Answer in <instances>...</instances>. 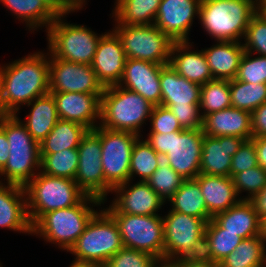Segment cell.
Returning <instances> with one entry per match:
<instances>
[{
  "mask_svg": "<svg viewBox=\"0 0 266 267\" xmlns=\"http://www.w3.org/2000/svg\"><path fill=\"white\" fill-rule=\"evenodd\" d=\"M49 93V52L30 53L9 64L0 65V109L19 114L37 97Z\"/></svg>",
  "mask_w": 266,
  "mask_h": 267,
  "instance_id": "6da1fadb",
  "label": "cell"
},
{
  "mask_svg": "<svg viewBox=\"0 0 266 267\" xmlns=\"http://www.w3.org/2000/svg\"><path fill=\"white\" fill-rule=\"evenodd\" d=\"M0 128L9 142V158L0 170V183L25 187L41 168L39 144L32 138L18 115L6 114Z\"/></svg>",
  "mask_w": 266,
  "mask_h": 267,
  "instance_id": "7a4b0ae2",
  "label": "cell"
},
{
  "mask_svg": "<svg viewBox=\"0 0 266 267\" xmlns=\"http://www.w3.org/2000/svg\"><path fill=\"white\" fill-rule=\"evenodd\" d=\"M102 204L101 200L86 196L75 206L45 213L32 226V235L68 252L98 212L93 206L100 207Z\"/></svg>",
  "mask_w": 266,
  "mask_h": 267,
  "instance_id": "3957f363",
  "label": "cell"
},
{
  "mask_svg": "<svg viewBox=\"0 0 266 267\" xmlns=\"http://www.w3.org/2000/svg\"><path fill=\"white\" fill-rule=\"evenodd\" d=\"M256 12L254 0H201L198 20L215 41L242 42Z\"/></svg>",
  "mask_w": 266,
  "mask_h": 267,
  "instance_id": "277c9868",
  "label": "cell"
},
{
  "mask_svg": "<svg viewBox=\"0 0 266 267\" xmlns=\"http://www.w3.org/2000/svg\"><path fill=\"white\" fill-rule=\"evenodd\" d=\"M154 105L140 94L119 85L105 87L101 96L99 126L134 133L140 137L141 128L150 120Z\"/></svg>",
  "mask_w": 266,
  "mask_h": 267,
  "instance_id": "5b68a950",
  "label": "cell"
},
{
  "mask_svg": "<svg viewBox=\"0 0 266 267\" xmlns=\"http://www.w3.org/2000/svg\"><path fill=\"white\" fill-rule=\"evenodd\" d=\"M24 189L32 226L45 213L75 206L87 196L74 179L54 177L41 171Z\"/></svg>",
  "mask_w": 266,
  "mask_h": 267,
  "instance_id": "8992f818",
  "label": "cell"
},
{
  "mask_svg": "<svg viewBox=\"0 0 266 267\" xmlns=\"http://www.w3.org/2000/svg\"><path fill=\"white\" fill-rule=\"evenodd\" d=\"M147 141L163 160L185 180L200 173L203 129L181 130L168 134L148 133Z\"/></svg>",
  "mask_w": 266,
  "mask_h": 267,
  "instance_id": "52a82bcc",
  "label": "cell"
},
{
  "mask_svg": "<svg viewBox=\"0 0 266 267\" xmlns=\"http://www.w3.org/2000/svg\"><path fill=\"white\" fill-rule=\"evenodd\" d=\"M123 247L117 224L101 208L68 252L75 256L76 261L103 267Z\"/></svg>",
  "mask_w": 266,
  "mask_h": 267,
  "instance_id": "ba28073f",
  "label": "cell"
},
{
  "mask_svg": "<svg viewBox=\"0 0 266 267\" xmlns=\"http://www.w3.org/2000/svg\"><path fill=\"white\" fill-rule=\"evenodd\" d=\"M65 17L57 16L48 27L46 49L58 59L91 65L103 33H95L85 25L68 23Z\"/></svg>",
  "mask_w": 266,
  "mask_h": 267,
  "instance_id": "9c48e42d",
  "label": "cell"
},
{
  "mask_svg": "<svg viewBox=\"0 0 266 267\" xmlns=\"http://www.w3.org/2000/svg\"><path fill=\"white\" fill-rule=\"evenodd\" d=\"M167 213L162 216L164 260L202 257L207 222L171 209Z\"/></svg>",
  "mask_w": 266,
  "mask_h": 267,
  "instance_id": "30bf717a",
  "label": "cell"
},
{
  "mask_svg": "<svg viewBox=\"0 0 266 267\" xmlns=\"http://www.w3.org/2000/svg\"><path fill=\"white\" fill-rule=\"evenodd\" d=\"M126 59H139L168 65L174 41L155 25L115 24Z\"/></svg>",
  "mask_w": 266,
  "mask_h": 267,
  "instance_id": "8fae6325",
  "label": "cell"
},
{
  "mask_svg": "<svg viewBox=\"0 0 266 267\" xmlns=\"http://www.w3.org/2000/svg\"><path fill=\"white\" fill-rule=\"evenodd\" d=\"M108 214L117 224L124 247L144 251L158 260H164L163 217L160 214Z\"/></svg>",
  "mask_w": 266,
  "mask_h": 267,
  "instance_id": "7c38bea8",
  "label": "cell"
},
{
  "mask_svg": "<svg viewBox=\"0 0 266 267\" xmlns=\"http://www.w3.org/2000/svg\"><path fill=\"white\" fill-rule=\"evenodd\" d=\"M94 131L100 136L105 182L112 189L126 183L130 175L132 150L140 136L131 132L110 130L99 125Z\"/></svg>",
  "mask_w": 266,
  "mask_h": 267,
  "instance_id": "4fadbf2b",
  "label": "cell"
},
{
  "mask_svg": "<svg viewBox=\"0 0 266 267\" xmlns=\"http://www.w3.org/2000/svg\"><path fill=\"white\" fill-rule=\"evenodd\" d=\"M77 151L79 164L74 180L87 196L101 200L104 205L112 188L104 179L100 136L94 130H88Z\"/></svg>",
  "mask_w": 266,
  "mask_h": 267,
  "instance_id": "5bb4252c",
  "label": "cell"
},
{
  "mask_svg": "<svg viewBox=\"0 0 266 267\" xmlns=\"http://www.w3.org/2000/svg\"><path fill=\"white\" fill-rule=\"evenodd\" d=\"M104 89L91 65L65 61L49 53L50 93H88L101 99Z\"/></svg>",
  "mask_w": 266,
  "mask_h": 267,
  "instance_id": "9a60e30c",
  "label": "cell"
},
{
  "mask_svg": "<svg viewBox=\"0 0 266 267\" xmlns=\"http://www.w3.org/2000/svg\"><path fill=\"white\" fill-rule=\"evenodd\" d=\"M113 193H115V198L109 207L103 208L107 213L158 215L160 212L158 210L167 203L146 181H138L133 184L131 180H128L126 183L114 187L111 194Z\"/></svg>",
  "mask_w": 266,
  "mask_h": 267,
  "instance_id": "2e32d148",
  "label": "cell"
},
{
  "mask_svg": "<svg viewBox=\"0 0 266 267\" xmlns=\"http://www.w3.org/2000/svg\"><path fill=\"white\" fill-rule=\"evenodd\" d=\"M200 2L201 0H162L154 25L173 41H190L189 32L194 19L199 17Z\"/></svg>",
  "mask_w": 266,
  "mask_h": 267,
  "instance_id": "e0dca14e",
  "label": "cell"
},
{
  "mask_svg": "<svg viewBox=\"0 0 266 267\" xmlns=\"http://www.w3.org/2000/svg\"><path fill=\"white\" fill-rule=\"evenodd\" d=\"M126 55L117 34L112 30L100 38L91 67L104 87L118 85L122 79Z\"/></svg>",
  "mask_w": 266,
  "mask_h": 267,
  "instance_id": "ac0fdd59",
  "label": "cell"
},
{
  "mask_svg": "<svg viewBox=\"0 0 266 267\" xmlns=\"http://www.w3.org/2000/svg\"><path fill=\"white\" fill-rule=\"evenodd\" d=\"M164 65L139 59H126L119 86L136 92L152 105H161L160 73Z\"/></svg>",
  "mask_w": 266,
  "mask_h": 267,
  "instance_id": "d6986e66",
  "label": "cell"
},
{
  "mask_svg": "<svg viewBox=\"0 0 266 267\" xmlns=\"http://www.w3.org/2000/svg\"><path fill=\"white\" fill-rule=\"evenodd\" d=\"M59 119L76 122L88 130L100 123L101 99L95 94L64 92L51 93Z\"/></svg>",
  "mask_w": 266,
  "mask_h": 267,
  "instance_id": "ffe728a7",
  "label": "cell"
},
{
  "mask_svg": "<svg viewBox=\"0 0 266 267\" xmlns=\"http://www.w3.org/2000/svg\"><path fill=\"white\" fill-rule=\"evenodd\" d=\"M245 139L236 136L212 137L204 135L200 159V173L230 176L231 158Z\"/></svg>",
  "mask_w": 266,
  "mask_h": 267,
  "instance_id": "44dd1931",
  "label": "cell"
},
{
  "mask_svg": "<svg viewBox=\"0 0 266 267\" xmlns=\"http://www.w3.org/2000/svg\"><path fill=\"white\" fill-rule=\"evenodd\" d=\"M0 228L32 235L24 187L0 183Z\"/></svg>",
  "mask_w": 266,
  "mask_h": 267,
  "instance_id": "7402d4cb",
  "label": "cell"
},
{
  "mask_svg": "<svg viewBox=\"0 0 266 267\" xmlns=\"http://www.w3.org/2000/svg\"><path fill=\"white\" fill-rule=\"evenodd\" d=\"M189 41H174L171 48L169 65L181 77L200 86L213 80L203 49L192 50Z\"/></svg>",
  "mask_w": 266,
  "mask_h": 267,
  "instance_id": "603a6c76",
  "label": "cell"
},
{
  "mask_svg": "<svg viewBox=\"0 0 266 267\" xmlns=\"http://www.w3.org/2000/svg\"><path fill=\"white\" fill-rule=\"evenodd\" d=\"M204 135L236 136L245 140L252 139L251 113L234 107L215 111L203 118Z\"/></svg>",
  "mask_w": 266,
  "mask_h": 267,
  "instance_id": "cb8c5ba5",
  "label": "cell"
},
{
  "mask_svg": "<svg viewBox=\"0 0 266 267\" xmlns=\"http://www.w3.org/2000/svg\"><path fill=\"white\" fill-rule=\"evenodd\" d=\"M195 180L199 183L206 208L212 217L228 210L240 201L230 176L199 173Z\"/></svg>",
  "mask_w": 266,
  "mask_h": 267,
  "instance_id": "d4e9b609",
  "label": "cell"
},
{
  "mask_svg": "<svg viewBox=\"0 0 266 267\" xmlns=\"http://www.w3.org/2000/svg\"><path fill=\"white\" fill-rule=\"evenodd\" d=\"M161 105H199L201 86L181 77L171 66L164 65L160 73Z\"/></svg>",
  "mask_w": 266,
  "mask_h": 267,
  "instance_id": "484cf974",
  "label": "cell"
},
{
  "mask_svg": "<svg viewBox=\"0 0 266 267\" xmlns=\"http://www.w3.org/2000/svg\"><path fill=\"white\" fill-rule=\"evenodd\" d=\"M213 79L233 80L238 73L241 58L245 52L242 42L217 41L203 49Z\"/></svg>",
  "mask_w": 266,
  "mask_h": 267,
  "instance_id": "4316f807",
  "label": "cell"
},
{
  "mask_svg": "<svg viewBox=\"0 0 266 267\" xmlns=\"http://www.w3.org/2000/svg\"><path fill=\"white\" fill-rule=\"evenodd\" d=\"M225 232L236 233L242 239L260 235L261 219L248 200H240L235 206L212 218Z\"/></svg>",
  "mask_w": 266,
  "mask_h": 267,
  "instance_id": "83f0119b",
  "label": "cell"
},
{
  "mask_svg": "<svg viewBox=\"0 0 266 267\" xmlns=\"http://www.w3.org/2000/svg\"><path fill=\"white\" fill-rule=\"evenodd\" d=\"M27 106H30L31 110L26 114L25 121L19 119L26 126L32 138L40 144L59 120L55 100L49 92L37 97Z\"/></svg>",
  "mask_w": 266,
  "mask_h": 267,
  "instance_id": "f1b7e54d",
  "label": "cell"
},
{
  "mask_svg": "<svg viewBox=\"0 0 266 267\" xmlns=\"http://www.w3.org/2000/svg\"><path fill=\"white\" fill-rule=\"evenodd\" d=\"M7 10H10L16 19L26 24L29 31L45 27L47 31L57 15L43 0H0Z\"/></svg>",
  "mask_w": 266,
  "mask_h": 267,
  "instance_id": "f546056e",
  "label": "cell"
},
{
  "mask_svg": "<svg viewBox=\"0 0 266 267\" xmlns=\"http://www.w3.org/2000/svg\"><path fill=\"white\" fill-rule=\"evenodd\" d=\"M112 17L115 24L154 25L162 0H115Z\"/></svg>",
  "mask_w": 266,
  "mask_h": 267,
  "instance_id": "4dcf8cb0",
  "label": "cell"
},
{
  "mask_svg": "<svg viewBox=\"0 0 266 267\" xmlns=\"http://www.w3.org/2000/svg\"><path fill=\"white\" fill-rule=\"evenodd\" d=\"M88 129L76 122L59 119L51 132L39 144L40 155L77 148Z\"/></svg>",
  "mask_w": 266,
  "mask_h": 267,
  "instance_id": "1f68e13d",
  "label": "cell"
},
{
  "mask_svg": "<svg viewBox=\"0 0 266 267\" xmlns=\"http://www.w3.org/2000/svg\"><path fill=\"white\" fill-rule=\"evenodd\" d=\"M172 211L201 218L208 222L213 217L208 213L199 183L195 179H187L167 201Z\"/></svg>",
  "mask_w": 266,
  "mask_h": 267,
  "instance_id": "d6a6232c",
  "label": "cell"
},
{
  "mask_svg": "<svg viewBox=\"0 0 266 267\" xmlns=\"http://www.w3.org/2000/svg\"><path fill=\"white\" fill-rule=\"evenodd\" d=\"M243 239L236 233L225 232L213 219L206 224L202 257L220 263Z\"/></svg>",
  "mask_w": 266,
  "mask_h": 267,
  "instance_id": "836d02e7",
  "label": "cell"
},
{
  "mask_svg": "<svg viewBox=\"0 0 266 267\" xmlns=\"http://www.w3.org/2000/svg\"><path fill=\"white\" fill-rule=\"evenodd\" d=\"M266 243L260 235L243 239L231 254L221 262V267H264Z\"/></svg>",
  "mask_w": 266,
  "mask_h": 267,
  "instance_id": "e575fe53",
  "label": "cell"
},
{
  "mask_svg": "<svg viewBox=\"0 0 266 267\" xmlns=\"http://www.w3.org/2000/svg\"><path fill=\"white\" fill-rule=\"evenodd\" d=\"M231 106L252 113L266 102V83L251 84L229 80Z\"/></svg>",
  "mask_w": 266,
  "mask_h": 267,
  "instance_id": "d590c367",
  "label": "cell"
},
{
  "mask_svg": "<svg viewBox=\"0 0 266 267\" xmlns=\"http://www.w3.org/2000/svg\"><path fill=\"white\" fill-rule=\"evenodd\" d=\"M140 137L134 144L131 161H130V175L129 180L139 175V181H146L159 167L163 161L152 146ZM137 175V176H136Z\"/></svg>",
  "mask_w": 266,
  "mask_h": 267,
  "instance_id": "8d00e7d4",
  "label": "cell"
},
{
  "mask_svg": "<svg viewBox=\"0 0 266 267\" xmlns=\"http://www.w3.org/2000/svg\"><path fill=\"white\" fill-rule=\"evenodd\" d=\"M40 171L54 177L74 179L79 164L77 148L64 149L57 153L40 155Z\"/></svg>",
  "mask_w": 266,
  "mask_h": 267,
  "instance_id": "74e56055",
  "label": "cell"
},
{
  "mask_svg": "<svg viewBox=\"0 0 266 267\" xmlns=\"http://www.w3.org/2000/svg\"><path fill=\"white\" fill-rule=\"evenodd\" d=\"M199 106L203 118L231 107L229 80L213 79L202 85Z\"/></svg>",
  "mask_w": 266,
  "mask_h": 267,
  "instance_id": "f35d334b",
  "label": "cell"
},
{
  "mask_svg": "<svg viewBox=\"0 0 266 267\" xmlns=\"http://www.w3.org/2000/svg\"><path fill=\"white\" fill-rule=\"evenodd\" d=\"M185 179L175 172L164 160L146 180L150 187L166 202L182 186Z\"/></svg>",
  "mask_w": 266,
  "mask_h": 267,
  "instance_id": "ab89813d",
  "label": "cell"
},
{
  "mask_svg": "<svg viewBox=\"0 0 266 267\" xmlns=\"http://www.w3.org/2000/svg\"><path fill=\"white\" fill-rule=\"evenodd\" d=\"M232 180L240 200H249L266 185V170L258 165L237 173ZM242 192H246L248 195L241 197Z\"/></svg>",
  "mask_w": 266,
  "mask_h": 267,
  "instance_id": "60d3db41",
  "label": "cell"
},
{
  "mask_svg": "<svg viewBox=\"0 0 266 267\" xmlns=\"http://www.w3.org/2000/svg\"><path fill=\"white\" fill-rule=\"evenodd\" d=\"M243 39L245 52L266 56V19L258 12L251 17Z\"/></svg>",
  "mask_w": 266,
  "mask_h": 267,
  "instance_id": "b9f144b4",
  "label": "cell"
},
{
  "mask_svg": "<svg viewBox=\"0 0 266 267\" xmlns=\"http://www.w3.org/2000/svg\"><path fill=\"white\" fill-rule=\"evenodd\" d=\"M252 55L244 52L236 79L251 84L266 83V56L258 55L253 58Z\"/></svg>",
  "mask_w": 266,
  "mask_h": 267,
  "instance_id": "7bdbcfd3",
  "label": "cell"
},
{
  "mask_svg": "<svg viewBox=\"0 0 266 267\" xmlns=\"http://www.w3.org/2000/svg\"><path fill=\"white\" fill-rule=\"evenodd\" d=\"M157 260L147 252L123 247L103 267H152Z\"/></svg>",
  "mask_w": 266,
  "mask_h": 267,
  "instance_id": "ee69618b",
  "label": "cell"
},
{
  "mask_svg": "<svg viewBox=\"0 0 266 267\" xmlns=\"http://www.w3.org/2000/svg\"><path fill=\"white\" fill-rule=\"evenodd\" d=\"M150 133L170 134L183 130L177 118L168 107L154 106L150 116Z\"/></svg>",
  "mask_w": 266,
  "mask_h": 267,
  "instance_id": "f6af8a7d",
  "label": "cell"
},
{
  "mask_svg": "<svg viewBox=\"0 0 266 267\" xmlns=\"http://www.w3.org/2000/svg\"><path fill=\"white\" fill-rule=\"evenodd\" d=\"M258 165L255 143L252 140H245L231 158L230 177Z\"/></svg>",
  "mask_w": 266,
  "mask_h": 267,
  "instance_id": "bcb514c9",
  "label": "cell"
},
{
  "mask_svg": "<svg viewBox=\"0 0 266 267\" xmlns=\"http://www.w3.org/2000/svg\"><path fill=\"white\" fill-rule=\"evenodd\" d=\"M177 118L182 129L194 130L203 128V116L199 105L165 106Z\"/></svg>",
  "mask_w": 266,
  "mask_h": 267,
  "instance_id": "7dc6e473",
  "label": "cell"
},
{
  "mask_svg": "<svg viewBox=\"0 0 266 267\" xmlns=\"http://www.w3.org/2000/svg\"><path fill=\"white\" fill-rule=\"evenodd\" d=\"M252 138L266 137V102L251 113Z\"/></svg>",
  "mask_w": 266,
  "mask_h": 267,
  "instance_id": "c3c4849f",
  "label": "cell"
},
{
  "mask_svg": "<svg viewBox=\"0 0 266 267\" xmlns=\"http://www.w3.org/2000/svg\"><path fill=\"white\" fill-rule=\"evenodd\" d=\"M45 4L57 15H68L71 12L84 9L76 0H43Z\"/></svg>",
  "mask_w": 266,
  "mask_h": 267,
  "instance_id": "681fc988",
  "label": "cell"
},
{
  "mask_svg": "<svg viewBox=\"0 0 266 267\" xmlns=\"http://www.w3.org/2000/svg\"><path fill=\"white\" fill-rule=\"evenodd\" d=\"M175 262L177 267H221L220 263L213 262L203 257L184 258Z\"/></svg>",
  "mask_w": 266,
  "mask_h": 267,
  "instance_id": "f907efd6",
  "label": "cell"
},
{
  "mask_svg": "<svg viewBox=\"0 0 266 267\" xmlns=\"http://www.w3.org/2000/svg\"><path fill=\"white\" fill-rule=\"evenodd\" d=\"M248 201L252 204L260 219L266 216V185Z\"/></svg>",
  "mask_w": 266,
  "mask_h": 267,
  "instance_id": "816d5d0a",
  "label": "cell"
},
{
  "mask_svg": "<svg viewBox=\"0 0 266 267\" xmlns=\"http://www.w3.org/2000/svg\"><path fill=\"white\" fill-rule=\"evenodd\" d=\"M251 140L256 146L258 164L266 170V137L252 138Z\"/></svg>",
  "mask_w": 266,
  "mask_h": 267,
  "instance_id": "f5cc1de1",
  "label": "cell"
},
{
  "mask_svg": "<svg viewBox=\"0 0 266 267\" xmlns=\"http://www.w3.org/2000/svg\"><path fill=\"white\" fill-rule=\"evenodd\" d=\"M9 158V142L5 132L0 128V170L6 165Z\"/></svg>",
  "mask_w": 266,
  "mask_h": 267,
  "instance_id": "db71d44e",
  "label": "cell"
},
{
  "mask_svg": "<svg viewBox=\"0 0 266 267\" xmlns=\"http://www.w3.org/2000/svg\"><path fill=\"white\" fill-rule=\"evenodd\" d=\"M152 267H177L175 261L157 260Z\"/></svg>",
  "mask_w": 266,
  "mask_h": 267,
  "instance_id": "11a10c76",
  "label": "cell"
},
{
  "mask_svg": "<svg viewBox=\"0 0 266 267\" xmlns=\"http://www.w3.org/2000/svg\"><path fill=\"white\" fill-rule=\"evenodd\" d=\"M260 236L263 238L264 242L266 243V216L261 218L260 222Z\"/></svg>",
  "mask_w": 266,
  "mask_h": 267,
  "instance_id": "9f6ffc18",
  "label": "cell"
},
{
  "mask_svg": "<svg viewBox=\"0 0 266 267\" xmlns=\"http://www.w3.org/2000/svg\"><path fill=\"white\" fill-rule=\"evenodd\" d=\"M69 267H97L95 265L73 260Z\"/></svg>",
  "mask_w": 266,
  "mask_h": 267,
  "instance_id": "6f0895ef",
  "label": "cell"
},
{
  "mask_svg": "<svg viewBox=\"0 0 266 267\" xmlns=\"http://www.w3.org/2000/svg\"><path fill=\"white\" fill-rule=\"evenodd\" d=\"M257 12L266 19V0L257 7Z\"/></svg>",
  "mask_w": 266,
  "mask_h": 267,
  "instance_id": "680465c9",
  "label": "cell"
},
{
  "mask_svg": "<svg viewBox=\"0 0 266 267\" xmlns=\"http://www.w3.org/2000/svg\"><path fill=\"white\" fill-rule=\"evenodd\" d=\"M82 7L85 6L87 0H76Z\"/></svg>",
  "mask_w": 266,
  "mask_h": 267,
  "instance_id": "91938a15",
  "label": "cell"
},
{
  "mask_svg": "<svg viewBox=\"0 0 266 267\" xmlns=\"http://www.w3.org/2000/svg\"><path fill=\"white\" fill-rule=\"evenodd\" d=\"M5 113L0 109V124H1V121L2 119L5 117Z\"/></svg>",
  "mask_w": 266,
  "mask_h": 267,
  "instance_id": "94428289",
  "label": "cell"
},
{
  "mask_svg": "<svg viewBox=\"0 0 266 267\" xmlns=\"http://www.w3.org/2000/svg\"><path fill=\"white\" fill-rule=\"evenodd\" d=\"M256 7H258L264 0H254Z\"/></svg>",
  "mask_w": 266,
  "mask_h": 267,
  "instance_id": "6125c7cd",
  "label": "cell"
}]
</instances>
